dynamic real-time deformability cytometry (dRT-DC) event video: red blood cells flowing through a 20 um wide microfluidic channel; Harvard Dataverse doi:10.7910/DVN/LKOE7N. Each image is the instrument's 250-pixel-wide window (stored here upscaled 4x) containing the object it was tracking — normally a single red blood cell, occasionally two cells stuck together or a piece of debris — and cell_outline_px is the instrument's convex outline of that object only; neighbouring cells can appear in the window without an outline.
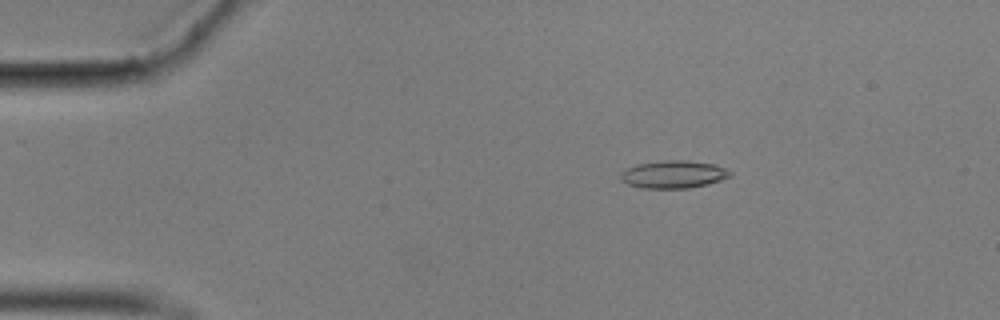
{"species": "common noctule bat (a hibernating species)", "species_latin": "Nyctalus noctula", "temperature_condition": "cold", "stored_images_in_passage": 48, "camera_frame_rate_fps": 3000, "um_per_image_px": 0.085, "animal": {"sex": "male", "body_mass_g": 17.9}, "frame": {"image": 1, "passage_image": 1, "time_ms": 0.0, "image_size_px": [1000, 320], "cell_outline_px": [[732, 176], [708, 184], [688, 188], [644, 188], [628, 184], [620, 180], [620, 172], [636, 164], [664, 160], [684, 160], [712, 164], [724, 168], [732, 172]], "centroid_in_image_um": [57.23, 14.82], "position_along_channel_um": 27.8, "area_um2": 17.57}}
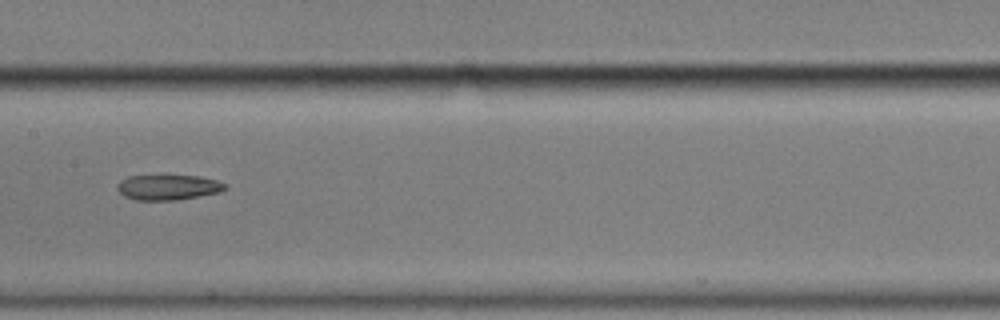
{"frame": {"image": 2, "passage_image": 20, "time_ms": 6.333, "image_size_px": [1000, 320], "cell_outline_px": [[228, 188], [220, 192], [176, 200], [136, 200], [124, 196], [116, 188], [116, 184], [120, 180], [128, 176], [200, 176], [216, 180], [228, 184]], "centroid_in_image_um": [14.29, 15.92], "position_along_channel_um": 193.1, "area_um2": 15.9}}
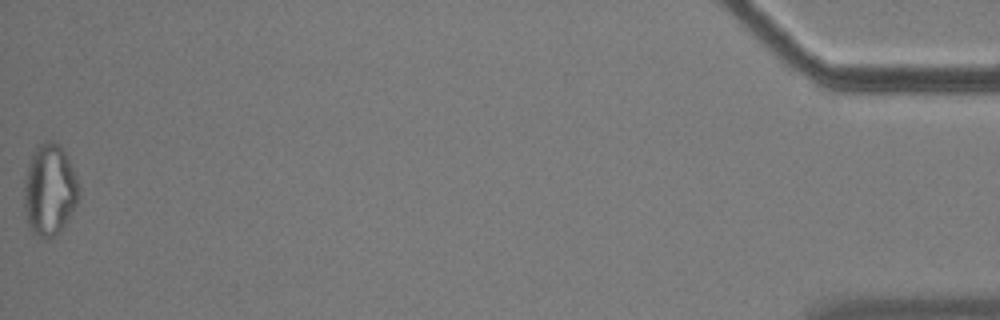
{"frame": {"image": 3, "passage_image": 48, "time_ms": 15.667, "image_size_px": [1000, 320], "cell_outline_px": [[80, 192], [76, 204], [60, 232], [56, 236], [48, 240], [44, 240], [32, 232], [28, 228], [24, 212], [24, 180], [28, 164], [32, 152], [36, 144], [44, 140], [52, 140], [60, 144], [76, 176], [80, 188]], "centroid_in_image_um": [4.18, 16.15], "position_along_channel_um": 431.0, "area_um2": 29.77}}